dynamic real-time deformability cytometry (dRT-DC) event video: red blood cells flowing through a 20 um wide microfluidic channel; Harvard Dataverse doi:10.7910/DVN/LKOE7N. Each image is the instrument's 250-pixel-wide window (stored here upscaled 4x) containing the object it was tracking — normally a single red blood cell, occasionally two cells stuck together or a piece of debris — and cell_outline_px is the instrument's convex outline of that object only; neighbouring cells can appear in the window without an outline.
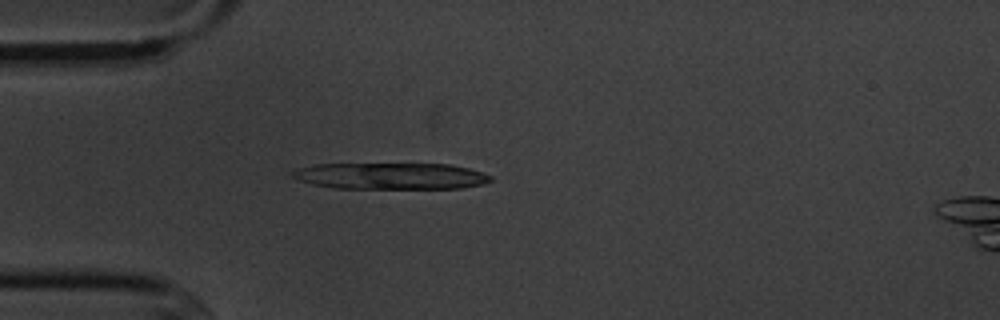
{"species": "common noctule bat (a hibernating species)", "species_latin": "Nyctalus noctula", "temperature_condition": "cold", "stored_images_in_passage": 5, "camera_frame_rate_fps": 3000, "um_per_image_px": 0.085, "animal": {"sex": "male", "body_mass_g": 20.1, "forearm_length_mm": 53.5}, "frame": {"image": 1, "passage_image": 5, "time_ms": 4.667, "image_size_px": [1000, 320], "cell_outline_px": [[492, 180], [484, 184], [460, 188], [332, 188], [312, 184], [300, 180], [292, 176], [288, 172], [296, 168], [312, 164], [448, 164], [468, 168], [492, 176]], "centroid_in_image_um": [33.16, 14.96], "position_along_channel_um": 51.8, "area_um2": 30.63}}